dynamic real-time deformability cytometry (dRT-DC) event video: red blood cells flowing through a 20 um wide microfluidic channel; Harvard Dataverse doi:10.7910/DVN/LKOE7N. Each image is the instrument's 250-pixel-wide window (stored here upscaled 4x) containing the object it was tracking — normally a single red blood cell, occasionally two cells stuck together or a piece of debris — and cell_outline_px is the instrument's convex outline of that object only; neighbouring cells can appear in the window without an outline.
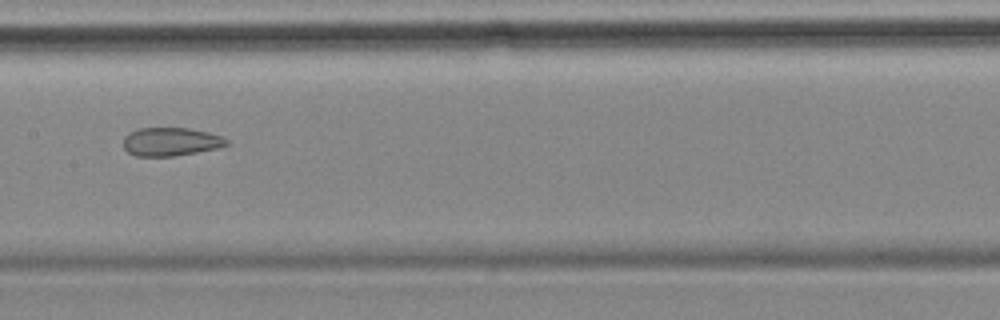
{"species": "common noctule bat (a hibernating species)", "species_latin": "Nyctalus noctula", "temperature_condition": "cold", "stored_images_in_passage": 10, "segment_of_instrument_passage": [2, 2], "camera_frame_rate_fps": 3000, "um_per_image_px": 0.085, "animal": {"sex": "female", "body_mass_g": 18.4}, "frame": {"image": 1, "passage_image": 9, "time_ms": 9.0, "image_size_px": [1000, 320], "cell_outline_px": [[228, 144], [216, 148], [196, 152], [172, 156], [136, 156], [128, 152], [124, 148], [124, 136], [128, 132], [140, 128], [188, 128], [208, 132], [224, 136], [228, 140]], "centroid_in_image_um": [14.51, 12.03], "position_along_channel_um": 192.9, "area_um2": 17.05}}
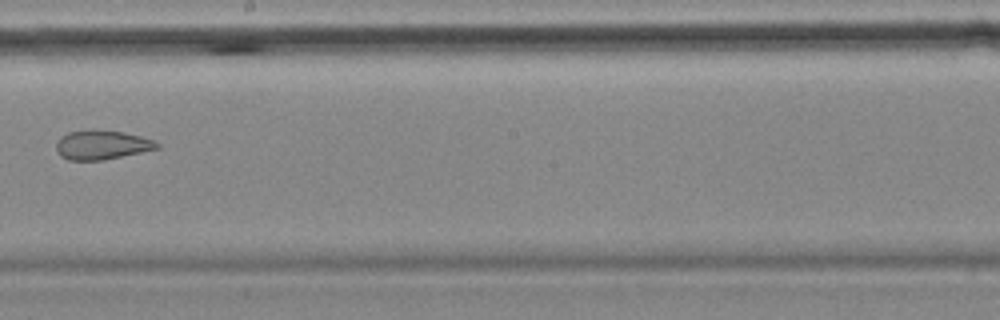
{"frame": {"image": 2, "passage_image": 10, "time_ms": 10.333, "image_size_px": [1000, 320], "cell_outline_px": [[160, 148], [104, 160], [68, 160], [60, 156], [56, 152], [56, 144], [60, 136], [68, 132], [92, 128], [124, 132], [156, 140], [160, 144]], "centroid_in_image_um": [8.65, 12.3], "position_along_channel_um": 239.6, "area_um2": 17.57}}